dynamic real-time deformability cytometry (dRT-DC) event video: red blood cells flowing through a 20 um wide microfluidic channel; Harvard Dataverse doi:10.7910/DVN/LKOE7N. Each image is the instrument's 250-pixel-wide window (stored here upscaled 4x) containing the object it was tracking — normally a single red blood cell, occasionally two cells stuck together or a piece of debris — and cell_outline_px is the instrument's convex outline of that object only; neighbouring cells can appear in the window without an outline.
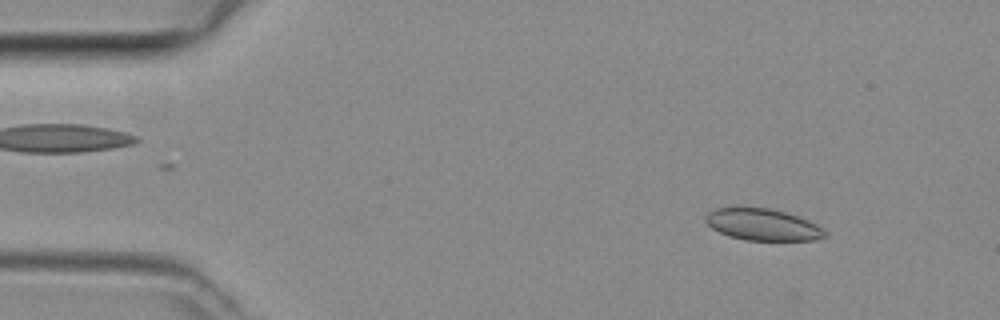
{"species": "common noctule bat (a hibernating species)", "species_latin": "Nyctalus noctula", "temperature_condition": "room temperature", "stored_images_in_passage": 9, "camera_frame_rate_fps": 3000, "um_per_image_px": 0.085, "animal": {"sex": "female", "body_mass_g": 29.2, "forearm_length_mm": 56.3}, "frame": {"image": 1, "passage_image": 3, "time_ms": 0.667, "image_size_px": [1000, 320], "cell_outline_px": [[828, 236], [812, 240], [744, 240], [728, 236], [712, 228], [704, 220], [704, 216], [708, 212], [716, 208], [736, 204], [772, 208], [808, 220], [816, 224], [828, 232]], "centroid_in_image_um": [64.76, 19.04], "position_along_channel_um": 20.2, "area_um2": 22.77}}